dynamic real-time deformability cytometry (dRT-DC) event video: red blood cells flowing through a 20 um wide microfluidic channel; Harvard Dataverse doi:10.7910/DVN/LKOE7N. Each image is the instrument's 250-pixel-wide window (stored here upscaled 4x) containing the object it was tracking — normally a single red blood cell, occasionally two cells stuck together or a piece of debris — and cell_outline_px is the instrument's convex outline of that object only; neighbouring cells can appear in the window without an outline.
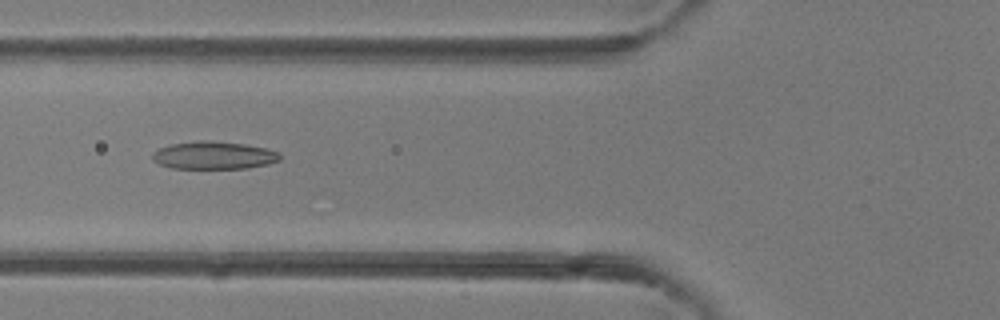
{"species": "common noctule bat (a hibernating species)", "species_latin": "Nyctalus noctula", "temperature_condition": "room temperature", "stored_images_in_passage": 42, "camera_frame_rate_fps": 3000, "um_per_image_px": 0.085, "animal": {"sex": "female"}, "frame": {"image": 1, "passage_image": 16, "time_ms": 5.0, "image_size_px": [1000, 320], "cell_outline_px": [[280, 160], [268, 164], [248, 168], [172, 168], [160, 164], [152, 160], [152, 152], [168, 144], [200, 140], [208, 140], [244, 144], [264, 148], [280, 152]], "centroid_in_image_um": [18.15, 13.2], "position_along_channel_um": 107.6, "area_um2": 20.63}}
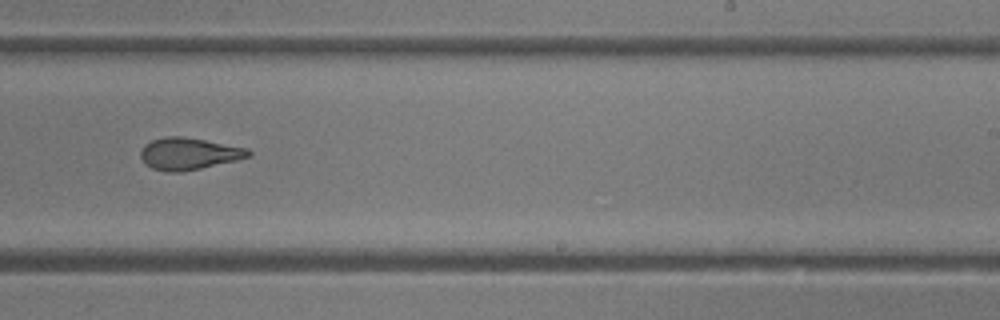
{"frame": {"image": 2, "passage_image": 26, "time_ms": 8.333, "image_size_px": [1000, 320], "cell_outline_px": [[252, 156], [236, 160], [200, 168], [180, 172], [168, 172], [152, 168], [140, 156], [140, 152], [144, 144], [152, 140], [164, 136], [180, 136], [204, 140], [248, 148], [252, 152]], "centroid_in_image_um": [16.06, 13.05], "position_along_channel_um": 272.9, "area_um2": 19.88}}
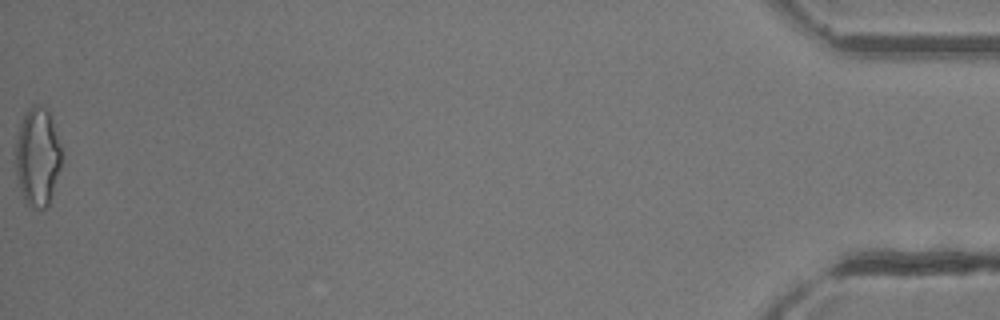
{"frame": {"image": 3, "passage_image": 42, "time_ms": 13.667, "image_size_px": [1000, 320], "cell_outline_px": [[64, 156], [48, 208], [32, 208], [24, 204], [16, 176], [16, 140], [20, 124], [24, 112], [32, 104], [36, 104], [48, 108]], "centroid_in_image_um": [3.2, 13.35], "position_along_channel_um": 432.0, "area_um2": 27.05}}